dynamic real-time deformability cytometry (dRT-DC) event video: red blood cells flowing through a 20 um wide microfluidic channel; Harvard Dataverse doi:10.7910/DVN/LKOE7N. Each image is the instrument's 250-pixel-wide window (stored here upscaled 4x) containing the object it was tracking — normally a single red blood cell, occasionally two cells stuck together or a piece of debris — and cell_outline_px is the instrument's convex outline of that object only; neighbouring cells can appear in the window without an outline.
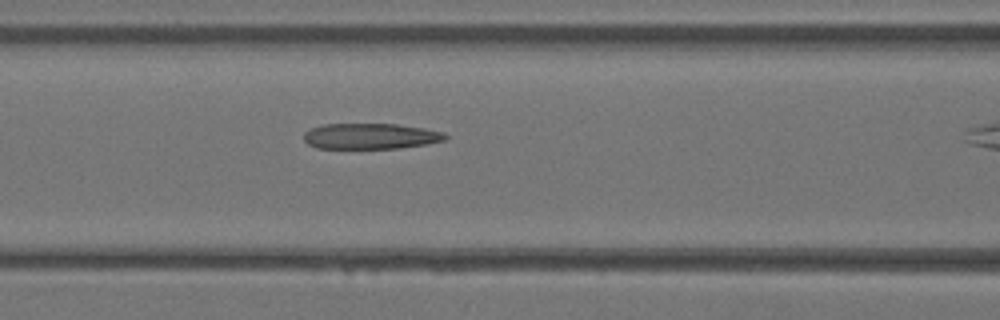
{"species": "Egyptian fruit bat (a non-hibernating species)", "species_latin": "Rousettus aegyptiacus", "temperature_condition": "warm", "stored_images_in_passage": 5, "camera_frame_rate_fps": 3000, "um_per_image_px": 0.085, "animal": {"sex": "female"}, "frame": {"image": 1, "passage_image": 4, "time_ms": 1.0, "image_size_px": [1000, 320], "cell_outline_px": [[448, 140], [428, 144], [400, 148], [316, 148], [308, 144], [304, 140], [304, 132], [312, 128], [324, 124], [396, 124], [424, 128], [444, 132], [448, 136]], "centroid_in_image_um": [31.54, 11.58], "position_along_channel_um": 135.1, "area_um2": 21.33}}